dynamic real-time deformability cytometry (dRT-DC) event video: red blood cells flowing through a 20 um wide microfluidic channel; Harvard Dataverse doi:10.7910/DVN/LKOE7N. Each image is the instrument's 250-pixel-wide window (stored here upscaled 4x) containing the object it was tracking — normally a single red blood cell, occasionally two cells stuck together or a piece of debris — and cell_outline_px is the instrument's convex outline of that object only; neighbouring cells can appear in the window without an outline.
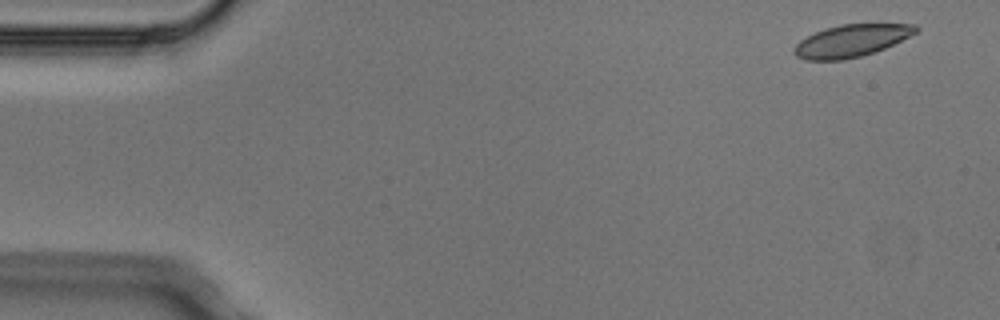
{"species": "Egyptian fruit bat (a non-hibernating species)", "species_latin": "Rousettus aegyptiacus", "temperature_condition": "cold", "stored_images_in_passage": 2, "segment_of_instrument_passage": [2, 2], "camera_frame_rate_fps": 3000, "um_per_image_px": 0.085, "animal": {"sex": "male"}, "frame": {"image": 1, "passage_image": 2, "time_ms": 0.333, "image_size_px": [1000, 320], "cell_outline_px": [[920, 28], [916, 32], [884, 48], [860, 56], [844, 60], [804, 60], [796, 56], [792, 52], [792, 48], [800, 40], [824, 28], [840, 24], [916, 24]], "centroid_in_image_um": [72.3, 3.46], "position_along_channel_um": 12.7, "area_um2": 22.72}}